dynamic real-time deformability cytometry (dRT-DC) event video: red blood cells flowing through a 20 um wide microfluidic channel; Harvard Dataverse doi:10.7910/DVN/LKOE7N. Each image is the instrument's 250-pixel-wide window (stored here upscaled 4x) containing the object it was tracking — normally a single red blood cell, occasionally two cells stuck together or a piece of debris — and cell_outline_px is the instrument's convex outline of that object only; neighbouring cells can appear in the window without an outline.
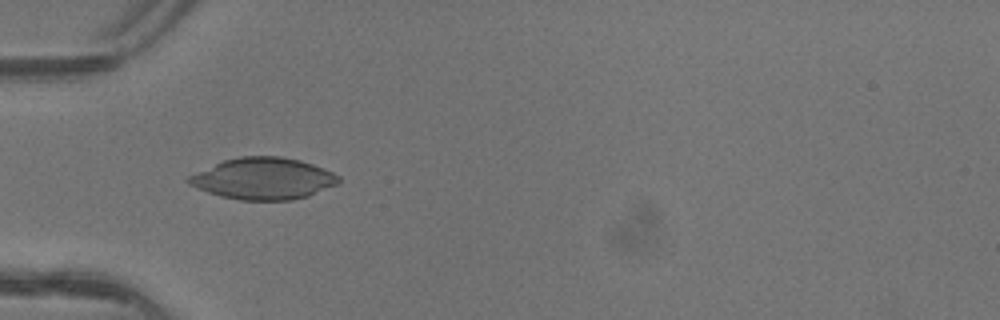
{"species": "common noctule bat (a hibernating species)", "species_latin": "Nyctalus noctula", "temperature_condition": "warm", "stored_images_in_passage": 3, "camera_frame_rate_fps": 3000, "um_per_image_px": 0.085, "animal": {"sex": "female"}, "frame": {"image": 1, "passage_image": 1, "time_ms": 0.0, "image_size_px": [1000, 320], "cell_outline_px": [[340, 184], [308, 196], [292, 200], [240, 200], [220, 196], [208, 192], [188, 184], [184, 180], [188, 176], [224, 160], [240, 156], [280, 156], [300, 160], [312, 164], [332, 172], [340, 176]], "centroid_in_image_um": [22.4, 15.18], "position_along_channel_um": 62.6, "area_um2": 36.41}}
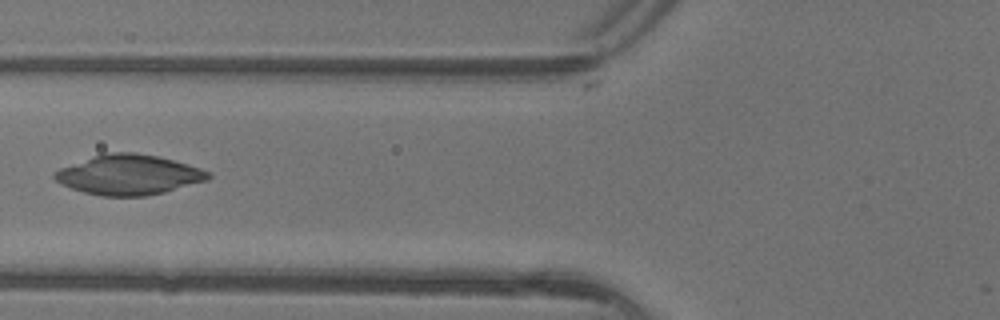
{"frame": {"image": 2, "passage_image": 2, "time_ms": 0.333, "image_size_px": [1000, 320], "cell_outline_px": [[212, 176], [208, 180], [164, 192], [144, 196], [100, 196], [84, 192], [72, 188], [56, 180], [52, 176], [52, 172], [60, 168], [92, 156], [104, 152], [136, 152], [160, 156], [200, 168], [208, 172]], "centroid_in_image_um": [10.94, 14.84], "position_along_channel_um": 114.9, "area_um2": 35.78}}
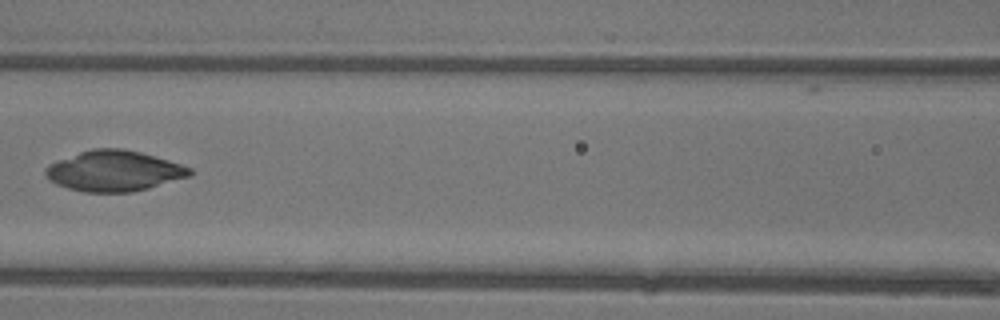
{"frame": {"image": 3, "passage_image": 3, "time_ms": 0.667, "image_size_px": [1000, 320], "cell_outline_px": [[192, 176], [148, 188], [132, 192], [84, 192], [68, 188], [56, 184], [48, 180], [44, 176], [44, 168], [60, 160], [80, 152], [92, 148], [124, 148], [140, 152], [168, 160], [192, 168]], "centroid_in_image_um": [9.7, 14.53], "position_along_channel_um": 156.9, "area_um2": 34.1}}